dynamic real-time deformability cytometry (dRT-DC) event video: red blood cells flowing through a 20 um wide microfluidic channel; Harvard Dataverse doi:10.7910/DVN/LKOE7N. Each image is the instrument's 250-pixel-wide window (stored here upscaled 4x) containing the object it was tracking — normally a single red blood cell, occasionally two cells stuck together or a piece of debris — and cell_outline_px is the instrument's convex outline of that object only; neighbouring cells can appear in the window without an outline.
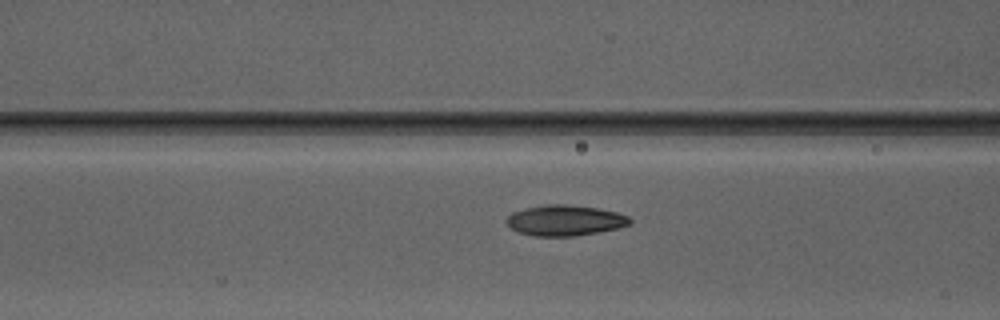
{"species": "Egyptian fruit bat (a non-hibernating species)", "species_latin": "Rousettus aegyptiacus", "temperature_condition": "warm", "stored_images_in_passage": 38, "camera_frame_rate_fps": 3000, "um_per_image_px": 0.085, "animal": {"sex": "male"}, "frame": {"image": 1, "passage_image": 9, "time_ms": 2.667, "image_size_px": [1000, 320], "cell_outline_px": [[632, 220], [628, 224], [616, 228], [600, 232], [572, 236], [532, 236], [516, 232], [508, 224], [508, 216], [512, 212], [544, 204], [568, 204], [600, 208], [616, 212], [628, 216]], "centroid_in_image_um": [48.02, 18.73], "position_along_channel_um": 118.6, "area_um2": 21.96}}
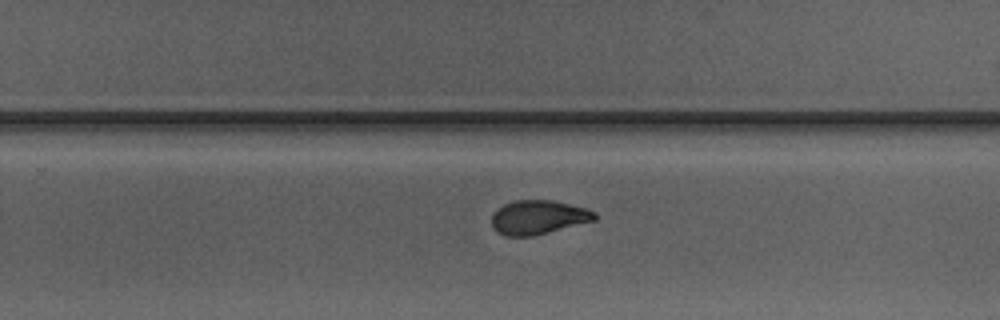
{"frame": {"image": 2, "passage_image": 21, "time_ms": 6.667, "image_size_px": [1000, 320], "cell_outline_px": [[596, 220], [532, 236], [508, 236], [496, 232], [492, 224], [492, 216], [496, 208], [504, 204], [516, 200], [552, 200], [584, 208], [596, 212]], "centroid_in_image_um": [45.73, 18.47], "position_along_channel_um": 284.1, "area_um2": 20.29}}
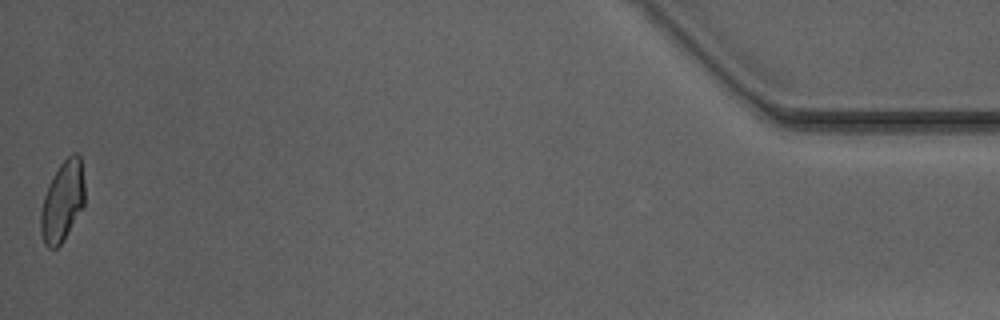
{"frame": {"image": 3, "passage_image": 38, "time_ms": 12.333, "image_size_px": [1000, 320], "cell_outline_px": [[84, 204], [64, 240], [56, 248], [48, 248], [44, 244], [40, 232], [40, 212], [44, 196], [60, 164], [72, 152], [76, 152], [80, 156], [84, 180]], "centroid_in_image_um": [5.31, 17.13], "position_along_channel_um": 429.9, "area_um2": 20.4}, "authors_computed_cell_mechanics": {"area_um2": 21.0392, "velocity_mm_per_s": 4.1409, "shape_relaxation_time_tau1_ms": 3.4936, "shape_relaxation_time_tau2_ms": 1.0399, "deformation_change_tau1": 0.1384, "deformation_change_tau2": 0.0536}}